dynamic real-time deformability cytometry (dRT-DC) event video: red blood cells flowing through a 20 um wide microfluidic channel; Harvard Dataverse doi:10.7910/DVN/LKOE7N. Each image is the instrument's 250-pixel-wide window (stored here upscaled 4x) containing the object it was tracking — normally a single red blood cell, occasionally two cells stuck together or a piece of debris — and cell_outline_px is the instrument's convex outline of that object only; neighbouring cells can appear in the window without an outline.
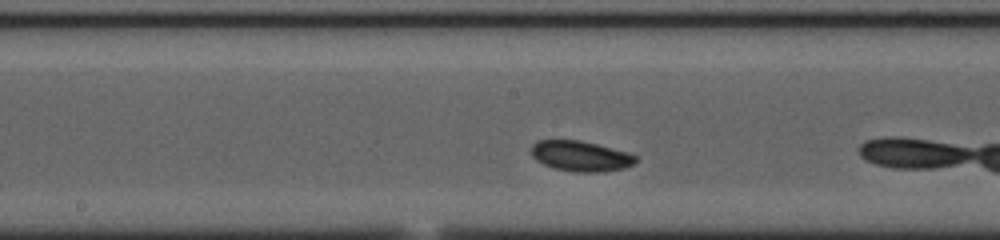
{"species": "common noctule bat (a hibernating species)", "species_latin": "Nyctalus noctula", "temperature_condition": "cold", "stored_images_in_passage": 16, "camera_frame_rate_fps": 3000, "um_per_image_px": 0.085, "animal": {"sex": "female", "body_mass_g": 23.0, "forearm_length_mm": 53.4}, "frame": {"image": 1, "passage_image": 10, "time_ms": 3.0, "image_size_px": [1000, 240], "cell_outline_px": [[636, 164], [624, 168], [604, 172], [576, 172], [552, 168], [536, 160], [532, 156], [532, 144], [536, 140], [580, 140], [628, 152], [636, 156]], "centroid_in_image_um": [49.36, 13.27], "position_along_channel_um": 198.8, "area_um2": 18.61}}